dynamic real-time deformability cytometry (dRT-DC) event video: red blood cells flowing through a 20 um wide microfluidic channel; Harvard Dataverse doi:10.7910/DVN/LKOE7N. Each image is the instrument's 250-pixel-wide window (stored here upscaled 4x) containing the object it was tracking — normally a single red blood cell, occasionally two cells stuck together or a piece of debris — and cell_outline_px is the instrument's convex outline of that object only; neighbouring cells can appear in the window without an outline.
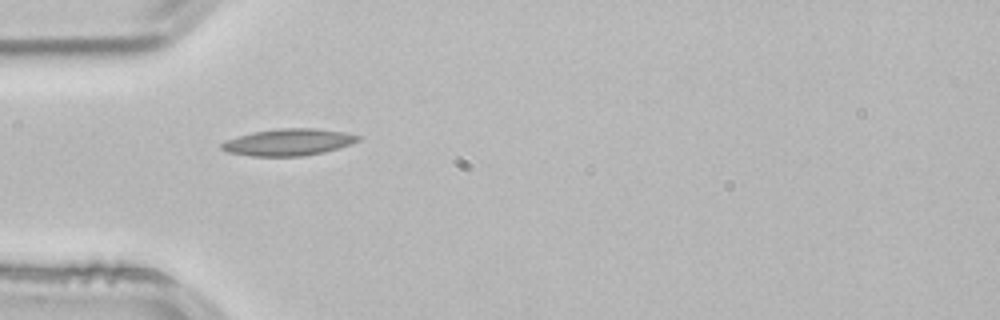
{"species": "common noctule bat (a hibernating species)", "species_latin": "Nyctalus noctula", "temperature_condition": "room temperature", "stored_images_in_passage": 38, "camera_frame_rate_fps": 3000, "um_per_image_px": 0.085, "animal": {"sex": "male", "body_mass_g": 21.5, "forearm_length_mm": 52.0}, "frame": {"image": 1, "passage_image": 1, "time_ms": 0.0, "image_size_px": [1000, 320], "cell_outline_px": [[364, 136], [360, 140], [324, 152], [304, 156], [252, 156], [228, 152], [220, 148], [220, 144], [224, 140], [252, 132], [280, 128], [316, 128], [344, 132]], "centroid_in_image_um": [24.5, 12.08], "position_along_channel_um": 60.5, "area_um2": 21.33}}
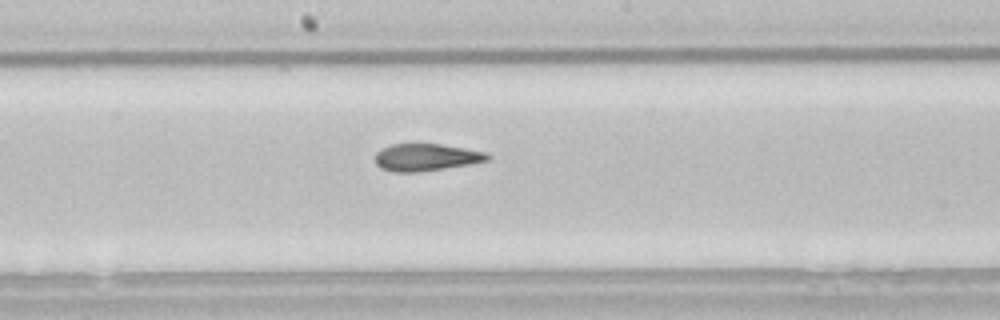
{"frame": {"image": 2, "passage_image": 13, "time_ms": 4.0, "image_size_px": [1000, 320], "cell_outline_px": [[492, 156], [488, 160], [468, 164], [420, 172], [396, 172], [380, 168], [376, 164], [376, 152], [380, 148], [392, 144], [440, 144], [488, 152]], "centroid_in_image_um": [36.21, 13.36], "position_along_channel_um": 212.0, "area_um2": 17.8}}
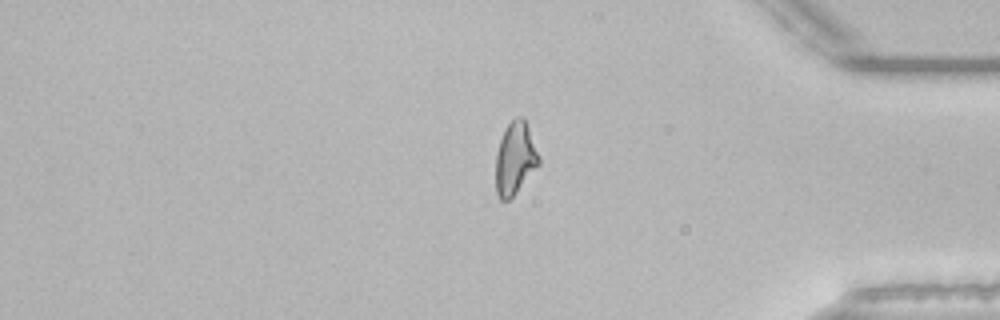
{"frame": {"image": 3, "passage_image": 29, "time_ms": 9.333, "image_size_px": [1000, 320], "cell_outline_px": [[540, 164], [512, 196], [508, 200], [500, 200], [496, 192], [496, 152], [504, 128], [516, 116], [524, 116], [540, 160]], "centroid_in_image_um": [43.77, 13.44], "position_along_channel_um": 391.4, "area_um2": 18.03}, "authors_computed_cell_mechanics": {"area_um2": 18.5249, "velocity_mm_per_s": 3.8335, "shape_relaxation_time_tau1_ms": null, "shape_relaxation_time_tau2_ms": 2.6167, "deformation_change_tau1": null, "deformation_change_tau2": 0.1052}}